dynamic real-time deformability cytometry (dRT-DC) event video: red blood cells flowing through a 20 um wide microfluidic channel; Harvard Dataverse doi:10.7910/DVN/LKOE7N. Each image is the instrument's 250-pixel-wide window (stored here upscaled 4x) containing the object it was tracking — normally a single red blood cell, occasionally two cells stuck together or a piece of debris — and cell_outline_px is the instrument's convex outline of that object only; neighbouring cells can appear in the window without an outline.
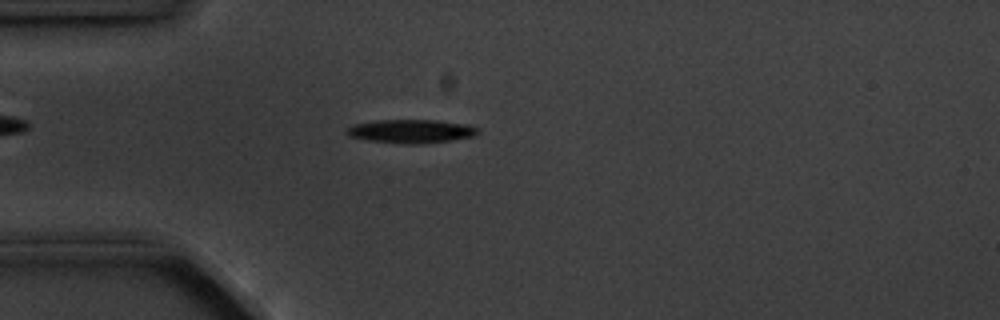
{"species": "common noctule bat (a hibernating species)", "species_latin": "Nyctalus noctula", "temperature_condition": "cold", "stored_images_in_passage": 1, "camera_frame_rate_fps": 3000, "um_per_image_px": 0.085, "animal": {"sex": "male", "body_mass_g": 20.1, "forearm_length_mm": 53.5}, "frame": {"image": 1, "passage_image": 1, "time_ms": 0.0, "image_size_px": [1000, 320], "cell_outline_px": [[480, 132], [472, 136], [452, 140], [420, 144], [400, 144], [368, 140], [348, 136], [344, 132], [348, 128], [356, 124], [376, 120], [436, 120], [468, 124], [480, 128]], "centroid_in_image_um": [34.96, 11.16], "position_along_channel_um": 50.0, "area_um2": 18.15}}